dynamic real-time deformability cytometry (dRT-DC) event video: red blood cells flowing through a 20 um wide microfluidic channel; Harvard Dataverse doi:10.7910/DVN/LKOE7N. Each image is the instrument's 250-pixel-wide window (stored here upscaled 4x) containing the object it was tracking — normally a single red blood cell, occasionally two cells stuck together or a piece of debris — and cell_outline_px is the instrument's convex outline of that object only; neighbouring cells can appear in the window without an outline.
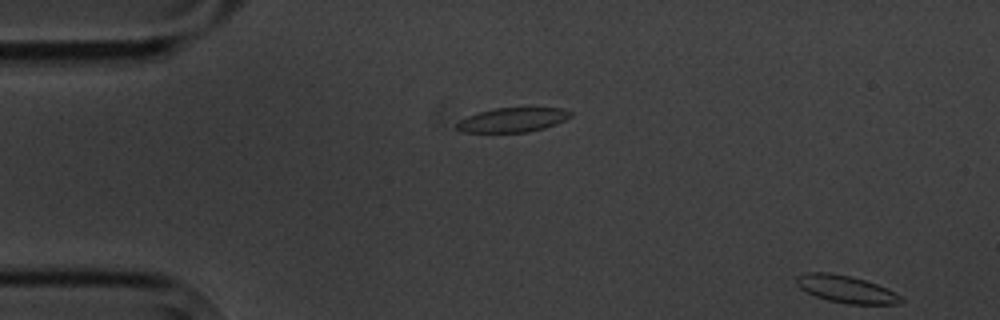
{"species": "common noctule bat (a hibernating species)", "species_latin": "Nyctalus noctula", "temperature_condition": "cold", "stored_images_in_passage": 2, "camera_frame_rate_fps": 3000, "um_per_image_px": 0.085, "animal": {"sex": "male", "body_mass_g": 20.1, "forearm_length_mm": 53.5}, "frame": {"image": 1, "passage_image": 2, "time_ms": 1.333, "image_size_px": [1000, 320], "cell_outline_px": [[904, 300], [900, 304], [844, 304], [828, 300], [816, 296], [800, 288], [796, 284], [796, 276], [808, 272], [828, 272], [848, 276], [864, 280], [876, 284], [900, 296]], "centroid_in_image_um": [71.88, 24.58], "position_along_channel_um": 13.1, "area_um2": 16.36}}